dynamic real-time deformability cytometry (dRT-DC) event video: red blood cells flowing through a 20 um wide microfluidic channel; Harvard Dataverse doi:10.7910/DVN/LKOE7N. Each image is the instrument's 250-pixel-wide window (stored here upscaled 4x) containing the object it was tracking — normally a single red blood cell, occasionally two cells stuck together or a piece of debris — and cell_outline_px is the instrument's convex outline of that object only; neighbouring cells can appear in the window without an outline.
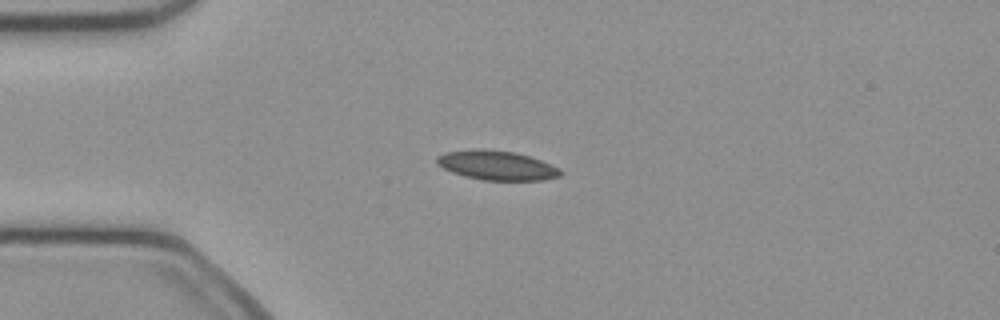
{"species": "common noctule bat (a hibernating species)", "species_latin": "Nyctalus noctula", "temperature_condition": "cold", "stored_images_in_passage": 39, "camera_frame_rate_fps": 3000, "um_per_image_px": 0.085, "animal": {"sex": "female", "body_mass_g": 21.9}, "frame": {"image": 1, "passage_image": 1, "time_ms": 0.0, "image_size_px": [1000, 320], "cell_outline_px": [[560, 176], [544, 180], [484, 180], [464, 176], [452, 172], [436, 164], [436, 156], [444, 152], [472, 148], [484, 148], [516, 152], [540, 160], [560, 168]], "centroid_in_image_um": [42.17, 14.03], "position_along_channel_um": 42.8, "area_um2": 21.33}}
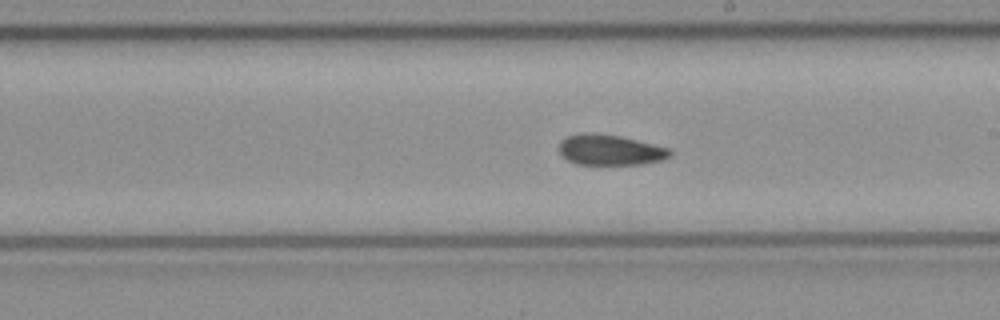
{"frame": {"image": 2, "passage_image": 17, "time_ms": 5.333, "image_size_px": [1000, 320], "cell_outline_px": [[672, 156], [664, 160], [640, 164], [576, 164], [568, 160], [560, 152], [560, 140], [568, 136], [584, 132], [592, 132], [620, 136], [672, 148]], "centroid_in_image_um": [51.91, 12.73], "position_along_channel_um": 237.1, "area_um2": 19.88}}
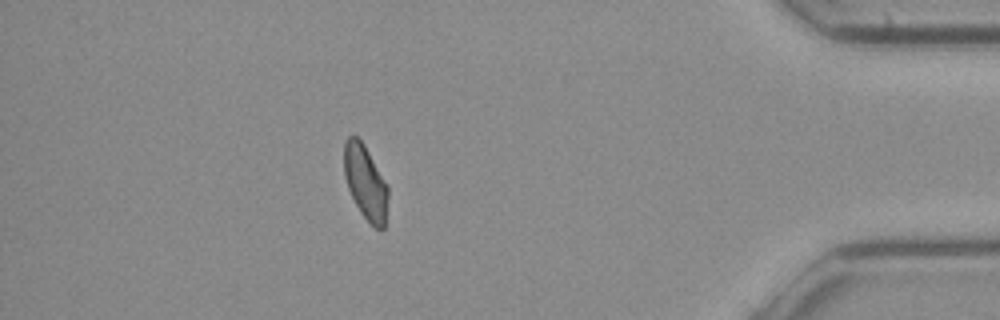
{"frame": {"image": 3, "passage_image": 33, "time_ms": 10.667, "image_size_px": [1000, 320], "cell_outline_px": [[388, 196], [384, 228], [376, 228], [360, 212], [348, 188], [344, 176], [344, 140], [348, 136], [356, 136], [364, 144], [388, 184]], "centroid_in_image_um": [31.06, 15.45], "position_along_channel_um": 404.1, "area_um2": 18.96}, "authors_computed_cell_mechanics": {"area_um2": 19.8254, "velocity_mm_per_s": 4.042, "shape_relaxation_time_tau1_ms": null, "shape_relaxation_time_tau2_ms": 3.9895, "deformation_change_tau1": null, "deformation_change_tau2": 0.0914}}